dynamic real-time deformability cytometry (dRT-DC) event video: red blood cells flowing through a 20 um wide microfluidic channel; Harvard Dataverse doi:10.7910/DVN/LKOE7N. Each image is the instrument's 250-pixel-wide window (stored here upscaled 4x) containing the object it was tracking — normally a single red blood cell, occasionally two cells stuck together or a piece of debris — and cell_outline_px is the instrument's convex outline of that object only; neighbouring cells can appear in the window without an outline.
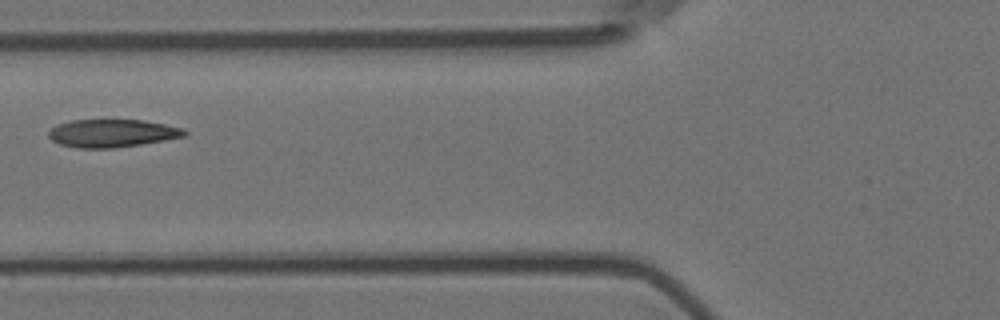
{"species": "Egyptian fruit bat (a non-hibernating species)", "species_latin": "Rousettus aegyptiacus", "temperature_condition": "room temperature", "stored_images_in_passage": 4, "camera_frame_rate_fps": 3000, "um_per_image_px": 0.085, "animal": {"sex": "female"}, "frame": {"image": 1, "passage_image": 4, "time_ms": 1.0, "image_size_px": [1000, 320], "cell_outline_px": [[188, 132], [184, 136], [164, 140], [116, 148], [76, 148], [60, 144], [52, 140], [48, 136], [48, 132], [56, 124], [72, 120], [144, 120], [184, 128]], "centroid_in_image_um": [9.51, 11.32], "position_along_channel_um": 116.3, "area_um2": 22.08}}